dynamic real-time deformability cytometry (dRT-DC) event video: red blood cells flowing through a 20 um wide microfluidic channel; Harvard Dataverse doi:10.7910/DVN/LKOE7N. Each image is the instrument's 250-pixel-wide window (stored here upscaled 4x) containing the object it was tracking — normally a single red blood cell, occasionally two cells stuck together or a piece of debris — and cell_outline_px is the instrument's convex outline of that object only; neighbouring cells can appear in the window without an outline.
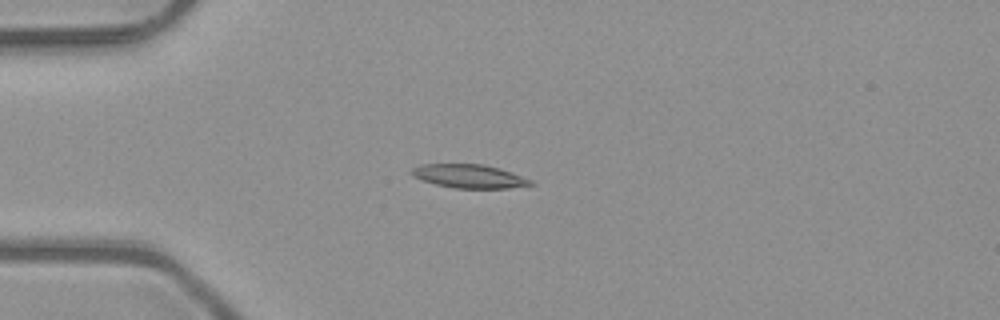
{"species": "common noctule bat (a hibernating species)", "species_latin": "Nyctalus noctula", "temperature_condition": "room temperature", "stored_images_in_passage": 7, "camera_frame_rate_fps": 3000, "um_per_image_px": 0.085, "animal": {"sex": "male", "body_mass_g": 23.1, "forearm_length_mm": 52.7}, "frame": {"image": 1, "passage_image": 4, "time_ms": 1.0, "image_size_px": [1000, 320], "cell_outline_px": [[536, 184], [508, 188], [456, 188], [436, 184], [412, 176], [412, 168], [420, 164], [484, 164], [500, 168], [532, 180]], "centroid_in_image_um": [39.9, 14.97], "position_along_channel_um": 45.1, "area_um2": 16.24}}
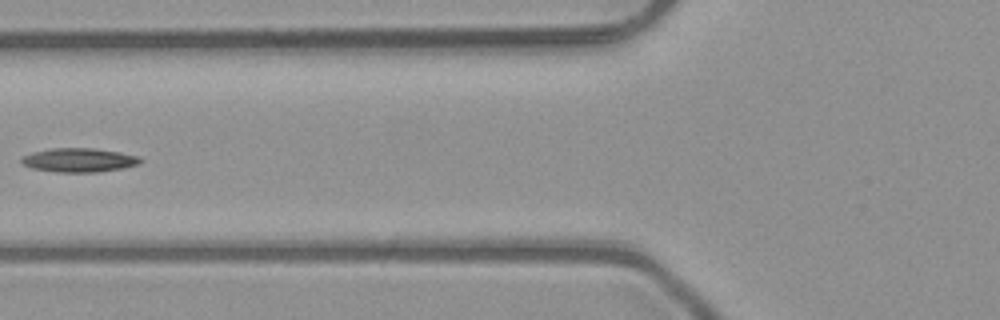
{"frame": {"image": 2, "passage_image": 6, "time_ms": 1.667, "image_size_px": [1000, 320], "cell_outline_px": [[144, 160], [140, 164], [124, 168], [100, 172], [56, 172], [32, 168], [20, 164], [20, 160], [24, 156], [32, 152], [52, 148], [92, 148], [120, 152], [140, 156]], "centroid_in_image_um": [6.75, 13.61], "position_along_channel_um": 119.0, "area_um2": 16.82}}
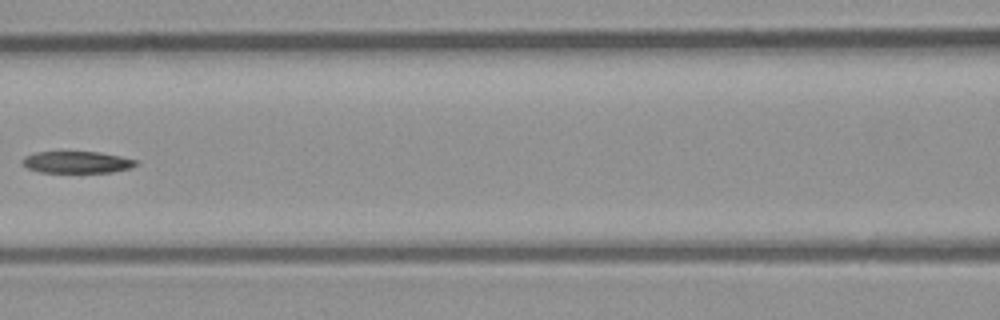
{"frame": {"image": 3, "passage_image": 7, "time_ms": 2.0, "image_size_px": [1000, 320], "cell_outline_px": [[140, 164], [132, 168], [112, 172], [40, 172], [28, 168], [20, 164], [20, 160], [24, 156], [36, 152], [100, 152], [140, 160]], "centroid_in_image_um": [6.57, 13.78], "position_along_channel_um": 160.0, "area_um2": 14.68}}